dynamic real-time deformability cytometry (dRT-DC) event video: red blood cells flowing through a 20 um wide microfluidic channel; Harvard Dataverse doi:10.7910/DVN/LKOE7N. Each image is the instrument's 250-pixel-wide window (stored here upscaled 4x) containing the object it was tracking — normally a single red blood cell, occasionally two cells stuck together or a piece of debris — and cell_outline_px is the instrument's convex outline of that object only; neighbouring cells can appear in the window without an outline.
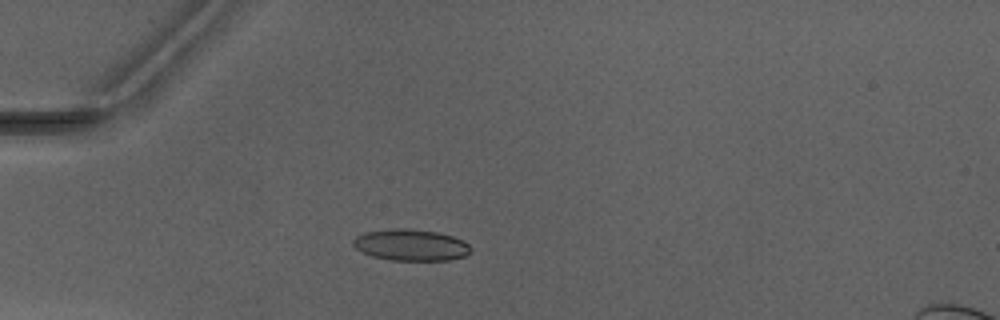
{"species": "Egyptian fruit bat (a non-hibernating species)", "species_latin": "Rousettus aegyptiacus", "temperature_condition": "warm", "stored_images_in_passage": 3, "camera_frame_rate_fps": 3000, "um_per_image_px": 0.085, "animal": {"sex": "male"}, "frame": {"image": 1, "passage_image": 3, "time_ms": 2.333, "image_size_px": [1000, 320], "cell_outline_px": [[472, 248], [464, 256], [452, 260], [392, 260], [372, 256], [356, 248], [352, 244], [352, 240], [356, 236], [364, 232], [392, 228], [404, 228], [436, 232], [452, 236], [464, 240]], "centroid_in_image_um": [34.92, 20.82], "position_along_channel_um": 50.1, "area_um2": 21.5}}